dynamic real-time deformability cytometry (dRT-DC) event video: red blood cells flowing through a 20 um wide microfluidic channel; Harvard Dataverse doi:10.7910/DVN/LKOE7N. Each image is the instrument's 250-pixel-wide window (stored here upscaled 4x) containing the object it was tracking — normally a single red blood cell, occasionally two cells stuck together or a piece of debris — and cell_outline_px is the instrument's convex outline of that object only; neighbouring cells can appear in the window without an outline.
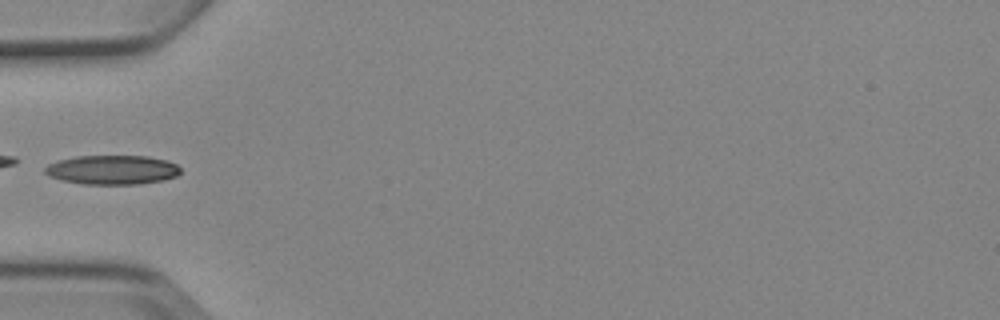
{"species": "Egyptian fruit bat (a non-hibernating species)", "species_latin": "Rousettus aegyptiacus", "temperature_condition": "cold", "stored_images_in_passage": 6, "camera_frame_rate_fps": 3000, "um_per_image_px": 0.085, "animal": {"sex": "female"}, "frame": {"image": 1, "passage_image": 5, "time_ms": 4.667, "image_size_px": [1000, 320], "cell_outline_px": [[180, 172], [176, 176], [164, 180], [140, 184], [84, 184], [60, 180], [48, 176], [44, 172], [44, 168], [48, 164], [56, 160], [76, 156], [148, 156], [168, 160], [176, 164], [180, 168]], "centroid_in_image_um": [9.52, 14.43], "position_along_channel_um": 75.5, "area_um2": 23.35}}
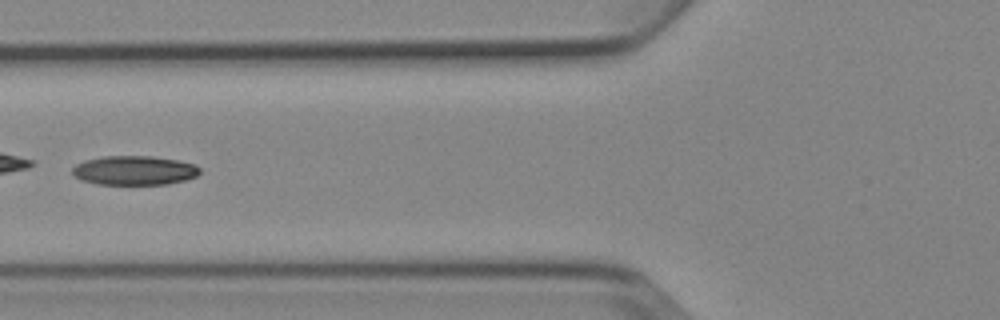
{"frame": {"image": 2, "passage_image": 6, "time_ms": 5.667, "image_size_px": [1000, 320], "cell_outline_px": [[200, 172], [196, 176], [184, 180], [168, 184], [96, 184], [80, 180], [72, 172], [72, 168], [76, 164], [84, 160], [104, 156], [152, 156], [176, 160], [196, 164], [200, 168]], "centroid_in_image_um": [11.41, 14.48], "position_along_channel_um": 114.4, "area_um2": 21.73}}